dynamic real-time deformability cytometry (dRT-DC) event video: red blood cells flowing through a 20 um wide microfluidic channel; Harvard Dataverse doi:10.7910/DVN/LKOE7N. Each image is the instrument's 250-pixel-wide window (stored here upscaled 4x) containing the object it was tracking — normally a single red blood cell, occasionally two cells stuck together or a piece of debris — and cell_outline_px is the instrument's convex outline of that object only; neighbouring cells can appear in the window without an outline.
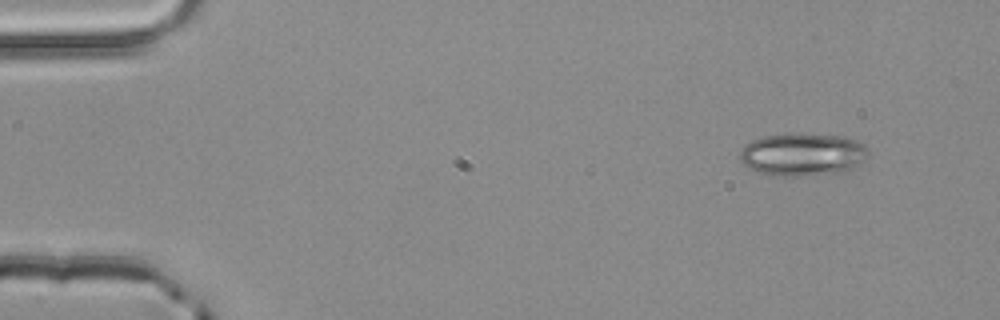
{"species": "common noctule bat (a hibernating species)", "species_latin": "Nyctalus noctula", "temperature_condition": "room temperature", "stored_images_in_passage": 3, "camera_frame_rate_fps": 3000, "um_per_image_px": 0.085, "animal": {"sex": "male", "body_mass_g": 20.4}, "frame": {"image": 1, "passage_image": 1, "time_ms": 0.0, "image_size_px": [1000, 320], "cell_outline_px": [[868, 152], [864, 160], [852, 168], [844, 172], [800, 176], [768, 176], [748, 168], [740, 160], [740, 148], [744, 144], [752, 140], [764, 136], [792, 132], [800, 132], [844, 136], [856, 140], [864, 144], [868, 148]], "centroid_in_image_um": [68.19, 13.11], "position_along_channel_um": 16.8, "area_um2": 32.77}}